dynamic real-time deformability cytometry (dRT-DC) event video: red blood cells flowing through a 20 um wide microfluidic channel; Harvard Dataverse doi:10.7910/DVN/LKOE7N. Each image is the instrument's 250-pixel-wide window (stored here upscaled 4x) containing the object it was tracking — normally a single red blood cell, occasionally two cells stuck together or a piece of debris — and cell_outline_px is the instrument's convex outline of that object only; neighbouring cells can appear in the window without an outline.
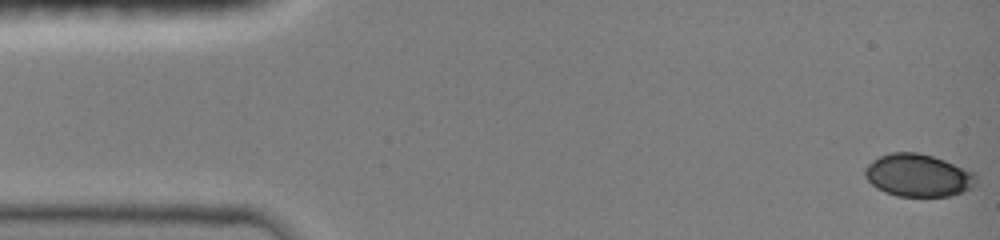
{"species": "common noctule bat (a hibernating species)", "species_latin": "Nyctalus noctula", "temperature_condition": "room temperature", "stored_images_in_passage": 19, "camera_frame_rate_fps": 3000, "um_per_image_px": 0.085, "animal": {"sex": "female", "body_mass_g": 19.0, "forearm_length_mm": 51.5}, "frame": {"image": 1, "passage_image": 1, "time_ms": 0.0, "image_size_px": [1000, 240], "cell_outline_px": [[976, 184], [972, 188], [948, 196], [896, 196], [884, 192], [876, 188], [864, 176], [864, 168], [872, 160], [880, 156], [892, 152], [916, 152], [932, 156], [944, 160], [972, 172], [976, 176]], "centroid_in_image_um": [78.0, 14.91], "position_along_channel_um": 7.0, "area_um2": 27.46}}
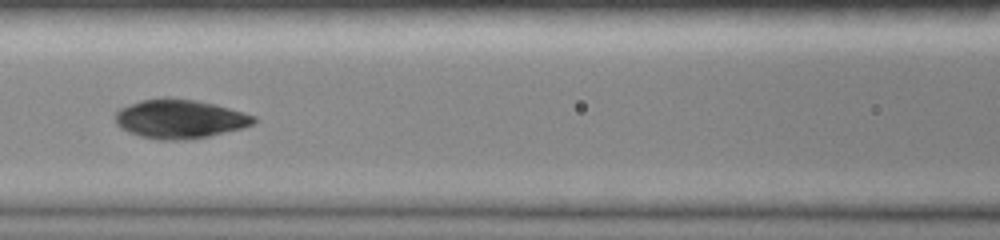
{"frame": {"image": 2, "passage_image": 11, "time_ms": 3.333, "image_size_px": [1000, 240], "cell_outline_px": [[256, 124], [244, 128], [208, 136], [184, 140], [160, 140], [140, 136], [128, 132], [120, 128], [116, 124], [116, 112], [120, 108], [128, 104], [140, 100], [164, 96], [168, 96], [196, 100], [216, 104], [244, 112], [256, 116]], "centroid_in_image_um": [15.29, 10.09], "position_along_channel_um": 151.3, "area_um2": 31.96}}
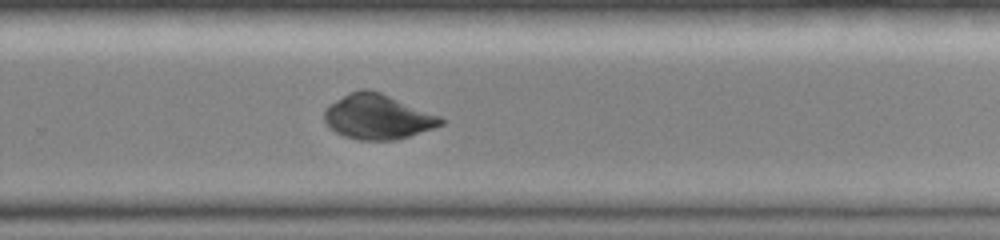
{"frame": {"image": 3, "passage_image": 19, "time_ms": 6.0, "image_size_px": [1000, 240], "cell_outline_px": [[444, 124], [396, 140], [360, 140], [344, 136], [336, 132], [324, 120], [324, 108], [328, 104], [348, 92], [360, 88], [368, 88], [380, 92], [440, 116], [444, 120]], "centroid_in_image_um": [32.06, 9.91], "position_along_channel_um": 297.7, "area_um2": 30.4}}